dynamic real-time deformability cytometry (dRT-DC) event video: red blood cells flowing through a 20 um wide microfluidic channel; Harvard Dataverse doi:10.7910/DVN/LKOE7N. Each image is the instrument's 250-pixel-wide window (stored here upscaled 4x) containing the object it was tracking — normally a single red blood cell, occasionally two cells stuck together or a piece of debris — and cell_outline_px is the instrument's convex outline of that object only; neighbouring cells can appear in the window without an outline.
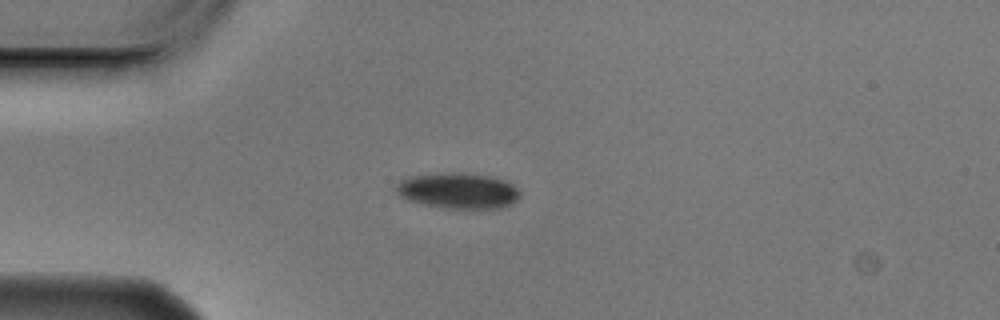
{"species": "Egyptian fruit bat (a non-hibernating species)", "species_latin": "Rousettus aegyptiacus", "temperature_condition": "cold", "stored_images_in_passage": 5, "camera_frame_rate_fps": 3000, "um_per_image_px": 0.085, "animal": {"sex": "male"}, "frame": {"image": 1, "passage_image": 3, "time_ms": 0.667, "image_size_px": [1000, 320], "cell_outline_px": [[520, 196], [512, 204], [500, 208], [448, 208], [424, 204], [408, 200], [400, 196], [396, 192], [396, 184], [400, 180], [408, 176], [436, 172], [460, 172], [488, 176], [504, 180], [512, 184], [520, 192]], "centroid_in_image_um": [38.91, 16.19], "position_along_channel_um": 46.1, "area_um2": 25.95}}
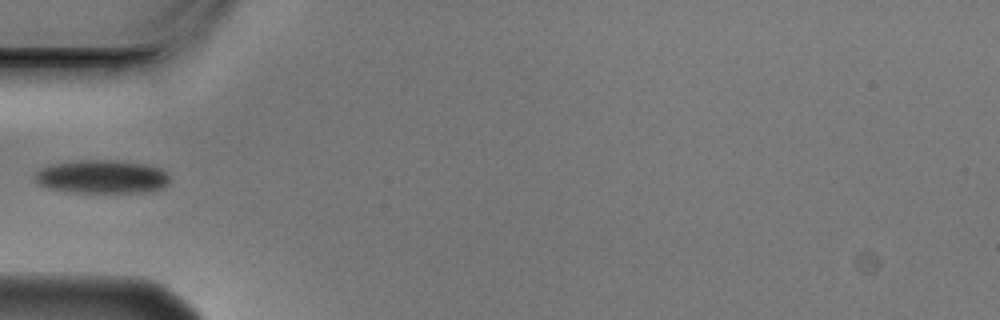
{"frame": {"image": 2, "passage_image": 4, "time_ms": 1.0, "image_size_px": [1000, 320], "cell_outline_px": [[168, 184], [160, 188], [140, 192], [76, 192], [48, 188], [40, 184], [32, 176], [40, 168], [52, 164], [76, 160], [116, 160], [148, 164], [160, 168], [168, 172]], "centroid_in_image_um": [8.66, 15.0], "position_along_channel_um": 76.3, "area_um2": 26.24}}
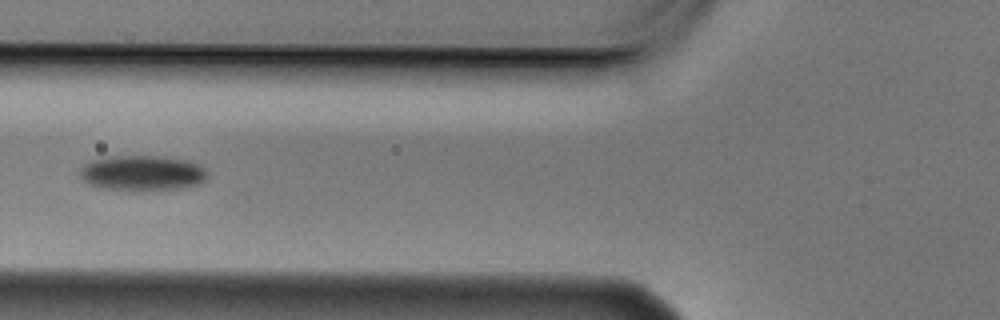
{"frame": {"image": 3, "passage_image": 5, "time_ms": 1.333, "image_size_px": [1000, 320], "cell_outline_px": [[208, 176], [200, 184], [180, 188], [132, 192], [108, 188], [88, 184], [80, 176], [80, 168], [84, 164], [92, 160], [108, 156], [164, 156], [188, 160], [208, 168]], "centroid_in_image_um": [12.14, 14.71], "position_along_channel_um": 113.7, "area_um2": 26.76}}